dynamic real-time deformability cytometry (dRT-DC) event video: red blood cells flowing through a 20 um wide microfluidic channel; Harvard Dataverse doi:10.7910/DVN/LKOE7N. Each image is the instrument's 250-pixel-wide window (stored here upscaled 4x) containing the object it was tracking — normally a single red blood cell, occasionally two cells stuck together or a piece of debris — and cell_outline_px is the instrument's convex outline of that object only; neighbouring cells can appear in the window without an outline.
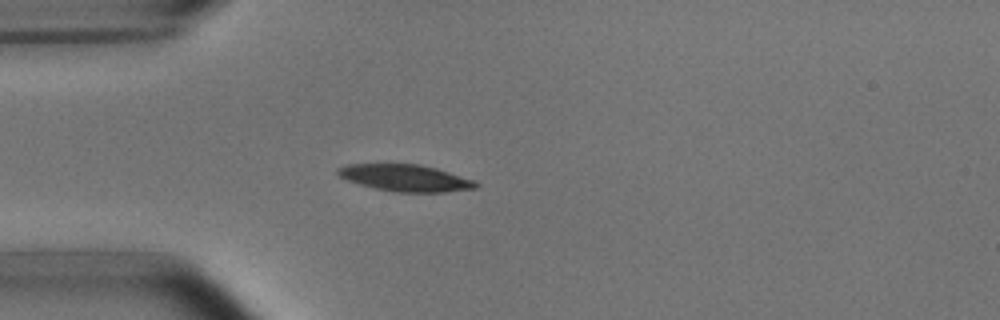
{"species": "common noctule bat (a hibernating species)", "species_latin": "Nyctalus noctula", "temperature_condition": "room temperature", "stored_images_in_passage": 4, "camera_frame_rate_fps": 3000, "um_per_image_px": 0.085, "animal": {"sex": "male", "body_mass_g": 15.6}, "frame": {"image": 1, "passage_image": 3, "time_ms": 2.333, "image_size_px": [1000, 320], "cell_outline_px": [[480, 188], [444, 192], [396, 192], [376, 188], [360, 184], [348, 180], [340, 176], [336, 172], [336, 168], [344, 164], [420, 164], [436, 168], [476, 180], [480, 184]], "centroid_in_image_um": [34.51, 15.12], "position_along_channel_um": 50.5, "area_um2": 21.68}}